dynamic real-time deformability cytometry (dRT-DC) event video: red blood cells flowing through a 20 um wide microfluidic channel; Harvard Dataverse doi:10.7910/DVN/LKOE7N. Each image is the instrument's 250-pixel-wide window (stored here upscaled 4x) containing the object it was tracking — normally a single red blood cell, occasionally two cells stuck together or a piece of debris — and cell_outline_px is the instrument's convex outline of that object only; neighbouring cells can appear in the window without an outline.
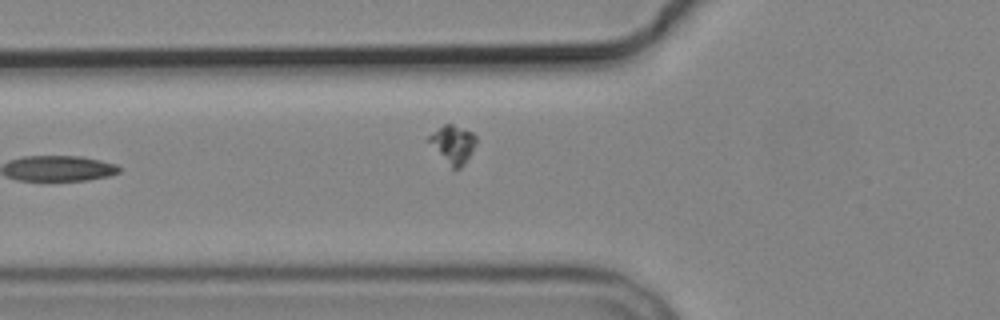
{"species": "common noctule bat (a hibernating species)", "species_latin": "Nyctalus noctula", "temperature_condition": "cold", "stored_images_in_passage": 7, "camera_frame_rate_fps": 3000, "um_per_image_px": 0.085, "animal": {"sex": "male", "body_mass_g": 19.2, "forearm_length_mm": 51.8}, "frame": {"image": 1, "passage_image": 7, "time_ms": 7.0, "image_size_px": [1000, 320], "cell_outline_px": [[476, 144], [472, 152], [464, 164], [460, 168], [452, 168], [428, 140], [428, 136], [444, 124], [452, 124], [472, 132], [476, 136]], "centroid_in_image_um": [38.54, 12.24], "position_along_channel_um": 87.3, "area_um2": 10.06}}